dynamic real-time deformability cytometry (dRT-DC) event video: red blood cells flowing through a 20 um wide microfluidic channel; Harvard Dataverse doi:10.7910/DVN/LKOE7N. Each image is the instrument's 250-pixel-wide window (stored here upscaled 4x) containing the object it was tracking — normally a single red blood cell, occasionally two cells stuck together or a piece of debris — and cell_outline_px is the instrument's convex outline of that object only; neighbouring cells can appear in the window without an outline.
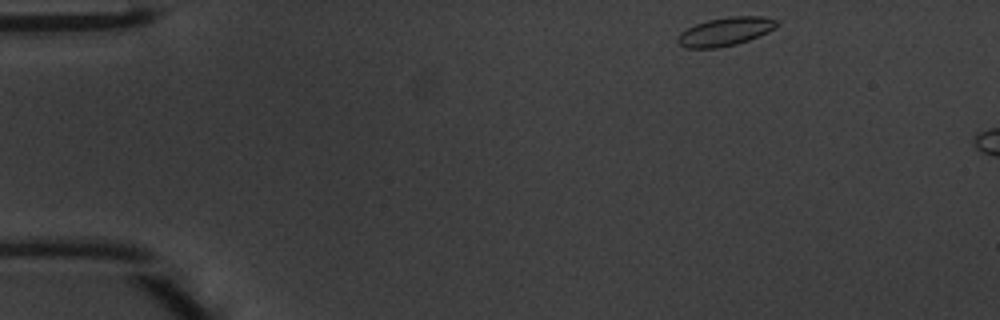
{"species": "common noctule bat (a hibernating species)", "species_latin": "Nyctalus noctula", "temperature_condition": "warm", "stored_images_in_passage": 5, "camera_frame_rate_fps": 3000, "um_per_image_px": 0.085, "animal": {"sex": "male", "body_mass_g": 20.1, "forearm_length_mm": 53.5}, "frame": {"image": 1, "passage_image": 1, "time_ms": 0.0, "image_size_px": [1000, 320], "cell_outline_px": [[776, 24], [772, 28], [756, 36], [732, 44], [708, 48], [692, 48], [684, 44], [680, 40], [680, 36], [684, 32], [700, 24], [712, 20], [748, 16], [772, 20]], "centroid_in_image_um": [61.64, 2.7], "position_along_channel_um": 23.4, "area_um2": 14.22}}